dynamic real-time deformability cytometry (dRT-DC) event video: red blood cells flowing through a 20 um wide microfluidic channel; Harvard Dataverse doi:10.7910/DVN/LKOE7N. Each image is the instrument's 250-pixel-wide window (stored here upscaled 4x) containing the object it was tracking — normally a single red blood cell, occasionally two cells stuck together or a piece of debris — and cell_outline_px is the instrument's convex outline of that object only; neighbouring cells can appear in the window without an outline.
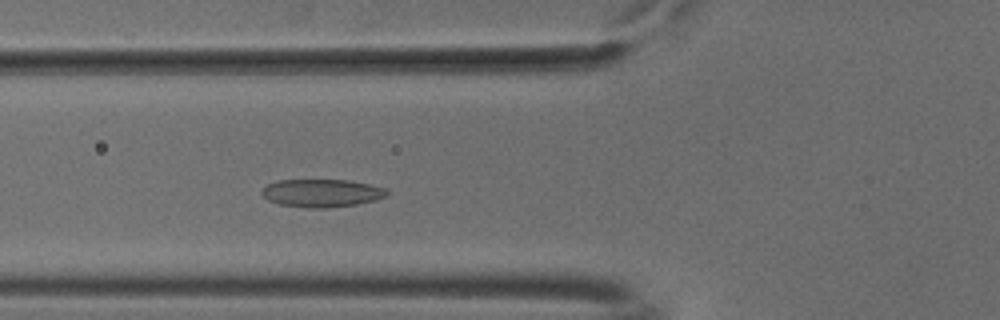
{"species": "common noctule bat (a hibernating species)", "species_latin": "Nyctalus noctula", "temperature_condition": "cold", "stored_images_in_passage": 37, "camera_frame_rate_fps": 3000, "um_per_image_px": 0.085, "animal": {"sex": "male", "body_mass_g": 18.8}, "frame": {"image": 1, "passage_image": 17, "time_ms": 5.333, "image_size_px": [1000, 320], "cell_outline_px": [[388, 196], [376, 200], [356, 204], [328, 208], [308, 208], [280, 204], [268, 200], [260, 192], [260, 188], [276, 180], [348, 180], [388, 188]], "centroid_in_image_um": [27.35, 16.41], "position_along_channel_um": 98.5, "area_um2": 20.52}}
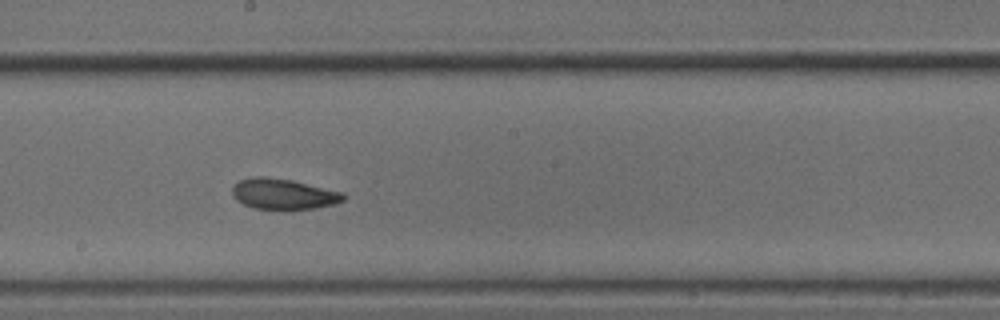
{"frame": {"image": 2, "passage_image": 27, "time_ms": 8.667, "image_size_px": [1000, 320], "cell_outline_px": [[344, 200], [336, 204], [316, 208], [288, 212], [280, 212], [252, 208], [236, 200], [232, 196], [232, 184], [240, 180], [252, 176], [264, 176], [292, 180], [344, 192]], "centroid_in_image_um": [24.07, 16.53], "position_along_channel_um": 224.1, "area_um2": 20.87}}
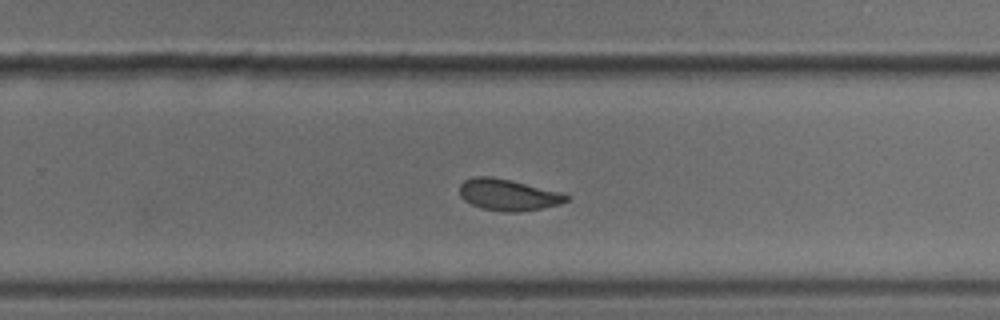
{"frame": {"image": 3, "passage_image": 32, "time_ms": 10.333, "image_size_px": [1000, 320], "cell_outline_px": [[572, 196], [568, 200], [560, 204], [520, 212], [508, 212], [484, 208], [472, 204], [464, 200], [460, 196], [460, 184], [464, 180], [476, 176], [492, 176], [560, 192]], "centroid_in_image_um": [43.19, 16.55], "position_along_channel_um": 286.6, "area_um2": 19.31}}